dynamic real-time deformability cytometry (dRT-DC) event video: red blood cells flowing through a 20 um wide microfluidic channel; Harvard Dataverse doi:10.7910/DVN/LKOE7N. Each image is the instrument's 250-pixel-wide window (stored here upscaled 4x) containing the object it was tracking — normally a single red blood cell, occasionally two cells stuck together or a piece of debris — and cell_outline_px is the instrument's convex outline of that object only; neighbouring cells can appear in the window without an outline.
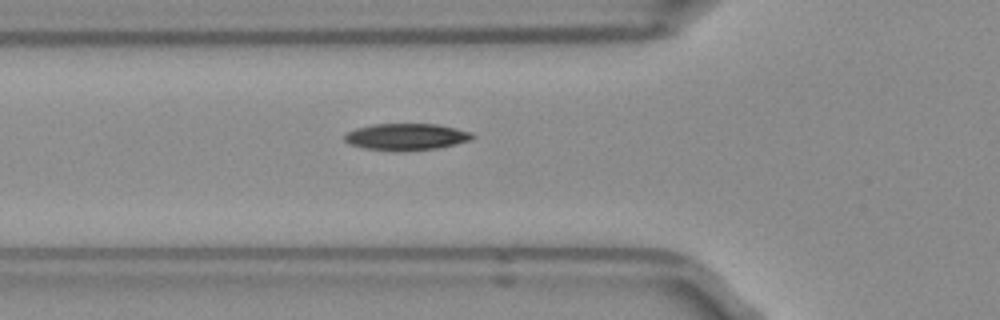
{"species": "Egyptian fruit bat (a non-hibernating species)", "species_latin": "Rousettus aegyptiacus", "temperature_condition": "room temperature", "stored_images_in_passage": 4, "camera_frame_rate_fps": 3000, "um_per_image_px": 0.085, "frame": {"image": 1, "passage_image": 4, "time_ms": 1.0, "image_size_px": [1000, 320], "cell_outline_px": [[476, 136], [472, 140], [436, 148], [364, 148], [348, 144], [344, 140], [344, 132], [356, 128], [372, 124], [436, 124], [456, 128], [472, 132]], "centroid_in_image_um": [34.53, 11.57], "position_along_channel_um": 91.3, "area_um2": 19.13}}